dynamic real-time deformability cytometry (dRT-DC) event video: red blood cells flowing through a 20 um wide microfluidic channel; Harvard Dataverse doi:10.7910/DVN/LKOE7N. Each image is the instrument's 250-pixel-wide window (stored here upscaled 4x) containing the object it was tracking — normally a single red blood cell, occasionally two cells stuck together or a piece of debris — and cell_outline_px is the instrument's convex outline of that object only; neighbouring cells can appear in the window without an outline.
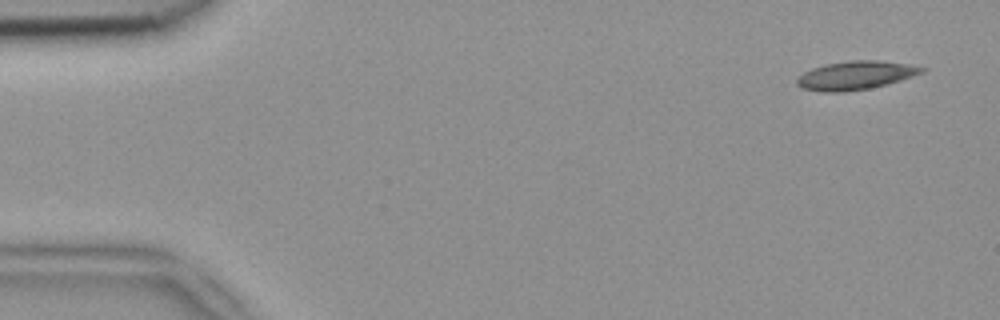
{"species": "common noctule bat (a hibernating species)", "species_latin": "Nyctalus noctula", "temperature_condition": "room temperature", "stored_images_in_passage": 5, "camera_frame_rate_fps": 3000, "um_per_image_px": 0.085, "animal": {"sex": "female", "body_mass_g": 18.4}, "frame": {"image": 1, "passage_image": 5, "time_ms": 1.333, "image_size_px": [1000, 320], "cell_outline_px": [[928, 68], [924, 72], [900, 80], [868, 88], [844, 92], [824, 92], [800, 88], [796, 84], [796, 80], [804, 72], [812, 68], [824, 64], [848, 60], [876, 60], [908, 64]], "centroid_in_image_um": [72.69, 6.4], "position_along_channel_um": 12.3, "area_um2": 20.69}}